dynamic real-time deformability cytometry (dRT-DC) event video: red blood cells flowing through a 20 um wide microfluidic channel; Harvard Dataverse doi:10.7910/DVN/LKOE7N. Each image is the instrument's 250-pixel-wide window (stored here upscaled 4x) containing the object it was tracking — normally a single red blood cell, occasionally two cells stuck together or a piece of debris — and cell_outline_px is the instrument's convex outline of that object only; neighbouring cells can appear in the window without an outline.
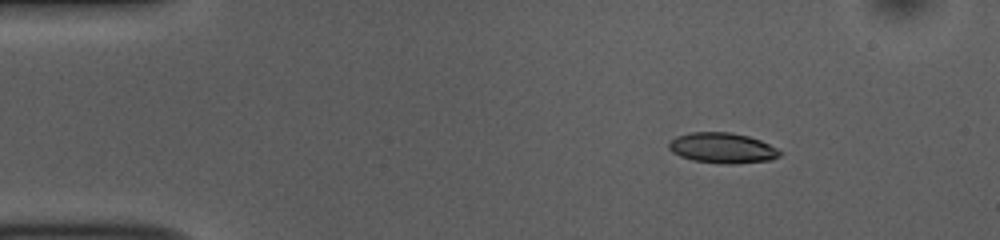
{"species": "common noctule bat (a hibernating species)", "species_latin": "Nyctalus noctula", "temperature_condition": "room temperature", "stored_images_in_passage": 46, "camera_frame_rate_fps": 3000, "um_per_image_px": 0.085, "animal": {"sex": "female", "body_mass_g": 10.0, "forearm_length_mm": 53.1}, "frame": {"image": 1, "passage_image": 1, "time_ms": 0.0, "image_size_px": [1000, 240], "cell_outline_px": [[784, 152], [780, 156], [772, 160], [732, 164], [720, 164], [692, 160], [680, 156], [672, 152], [668, 148], [668, 144], [676, 136], [688, 132], [732, 132], [748, 136], [760, 140]], "centroid_in_image_um": [61.41, 12.58], "position_along_channel_um": 23.6, "area_um2": 19.88}}
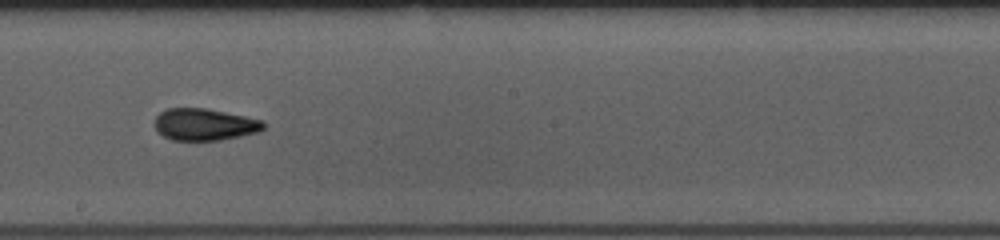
{"frame": {"image": 2, "passage_image": 23, "time_ms": 7.333, "image_size_px": [1000, 240], "cell_outline_px": [[264, 128], [260, 132], [220, 140], [172, 140], [156, 132], [156, 116], [160, 112], [168, 108], [204, 108], [264, 120]], "centroid_in_image_um": [17.39, 10.58], "position_along_channel_um": 230.8, "area_um2": 20.17}}
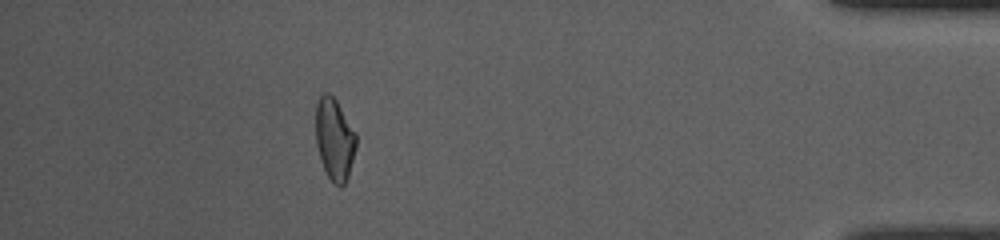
{"frame": {"image": 3, "passage_image": 41, "time_ms": 13.333, "image_size_px": [1000, 240], "cell_outline_px": [[356, 148], [348, 176], [344, 184], [340, 188], [332, 184], [320, 160], [316, 144], [316, 104], [320, 96], [324, 92], [328, 92], [336, 100], [356, 132]], "centroid_in_image_um": [28.43, 11.85], "position_along_channel_um": 406.8, "area_um2": 19.42}, "authors_computed_cell_mechanics": {"area_um2": 19.8543, "velocity_mm_per_s": 3.7686, "shape_relaxation_time_tau1_ms": 8.6605, "shape_relaxation_time_tau2_ms": 2.2596, "deformation_change_tau1": 0.197, "deformation_change_tau2": 0.0753}}